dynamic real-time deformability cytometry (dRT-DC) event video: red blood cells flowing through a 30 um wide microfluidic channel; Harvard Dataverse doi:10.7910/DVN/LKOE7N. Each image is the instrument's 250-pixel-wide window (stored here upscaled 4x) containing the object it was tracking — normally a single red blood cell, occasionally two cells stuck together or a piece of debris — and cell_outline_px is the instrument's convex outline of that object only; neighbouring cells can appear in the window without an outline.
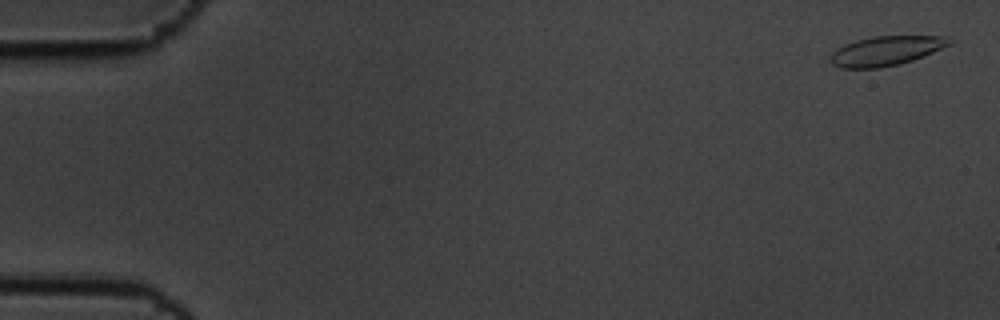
{"species": "common noctule bat (a hibernating species)", "species_latin": "Nyctalus noctula", "temperature_condition": "cold", "stored_images_in_passage": 59, "camera_frame_rate_fps": 3000, "um_per_image_px": 0.085, "animal": {"sex": "male", "body_mass_g": 19.5, "forearm_length_mm": 54.6}, "frame": {"image": 1, "passage_image": 2, "time_ms": 0.333, "image_size_px": [1000, 320], "cell_outline_px": [[956, 40], [952, 44], [924, 56], [900, 64], [880, 68], [840, 68], [832, 64], [832, 52], [836, 48], [844, 44], [856, 40], [872, 36], [944, 36]], "centroid_in_image_um": [75.35, 4.31], "position_along_channel_um": 9.7, "area_um2": 20.58}}
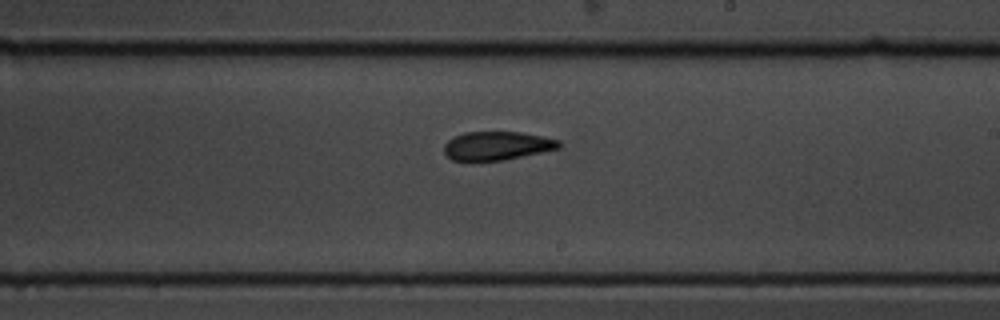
{"frame": {"image": 2, "passage_image": 35, "time_ms": 11.333, "image_size_px": [1000, 320], "cell_outline_px": [[560, 148], [504, 160], [472, 164], [452, 160], [444, 152], [444, 144], [448, 140], [464, 132], [520, 132], [544, 136], [560, 140]], "centroid_in_image_um": [42.19, 12.43], "position_along_channel_um": 246.8, "area_um2": 19.77}}
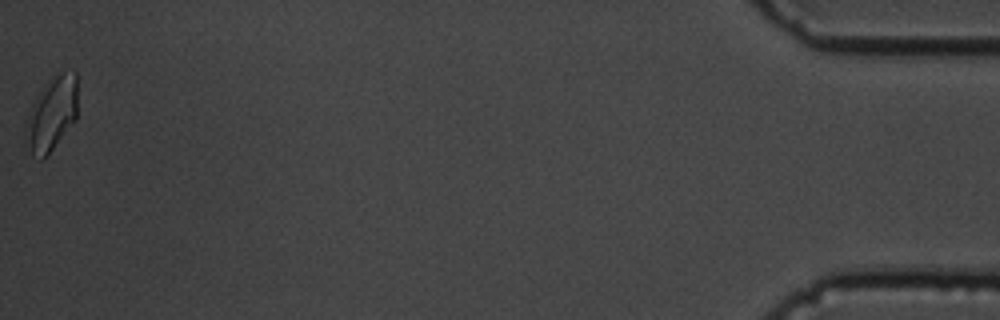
{"frame": {"image": 3, "passage_image": 59, "time_ms": 19.333, "image_size_px": [1000, 320], "cell_outline_px": [[76, 120], [48, 156], [40, 160], [32, 152], [24, 140], [24, 124], [32, 104], [36, 96], [52, 76], [56, 72], [76, 72]], "centroid_in_image_um": [4.37, 9.71], "position_along_channel_um": 430.8, "area_um2": 22.54}, "authors_computed_cell_mechanics": {"area_um2": 20.1722, "velocity_mm_per_s": 3.4421, "shape_relaxation_time_tau1_ms": 9.0579, "shape_relaxation_time_tau2_ms": 2.6538, "deformation_change_tau1": 0.1884, "deformation_change_tau2": 0.0847}}